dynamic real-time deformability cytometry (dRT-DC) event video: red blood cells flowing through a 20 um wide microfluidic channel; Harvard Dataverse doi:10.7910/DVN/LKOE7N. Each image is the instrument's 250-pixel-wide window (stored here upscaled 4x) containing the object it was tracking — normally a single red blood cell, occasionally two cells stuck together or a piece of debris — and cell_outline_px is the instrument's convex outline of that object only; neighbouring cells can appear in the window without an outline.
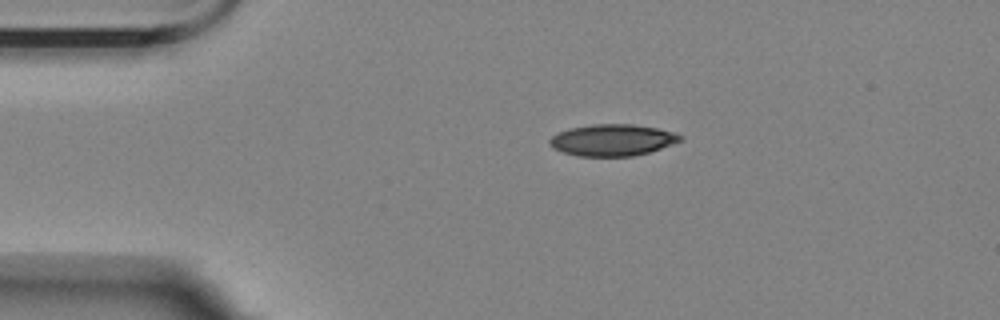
{"species": "Egyptian fruit bat (a non-hibernating species)", "species_latin": "Rousettus aegyptiacus", "temperature_condition": "room temperature", "stored_images_in_passage": 5, "camera_frame_rate_fps": 3000, "um_per_image_px": 0.085, "animal": {"sex": "female"}, "frame": {"image": 1, "passage_image": 1, "time_ms": 0.0, "image_size_px": [1000, 320], "cell_outline_px": [[680, 140], [660, 148], [648, 152], [632, 156], [576, 156], [552, 148], [548, 144], [548, 140], [552, 136], [568, 128], [592, 124], [632, 124], [656, 128], [672, 132], [680, 136]], "centroid_in_image_um": [51.96, 11.9], "position_along_channel_um": 33.0, "area_um2": 23.76}}
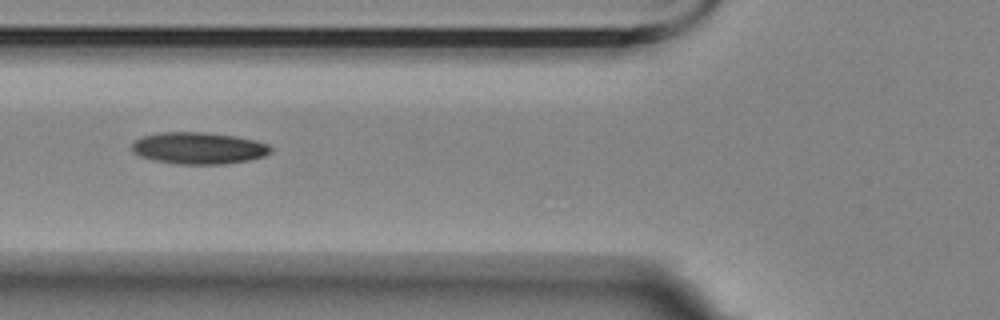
{"frame": {"image": 2, "passage_image": 3, "time_ms": 3.333, "image_size_px": [1000, 320], "cell_outline_px": [[272, 152], [264, 156], [248, 160], [224, 164], [176, 164], [152, 160], [140, 156], [132, 148], [132, 144], [140, 136], [160, 132], [204, 132], [236, 136], [256, 140], [268, 144], [272, 148]], "centroid_in_image_um": [16.9, 12.59], "position_along_channel_um": 108.9, "area_um2": 25.84}}
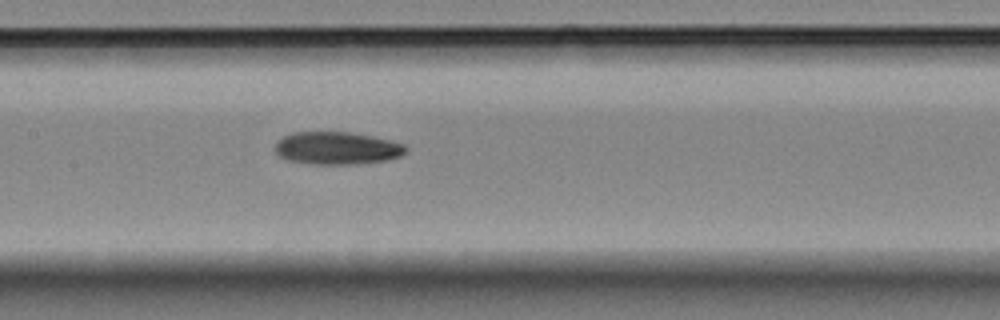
{"frame": {"image": 3, "passage_image": 5, "time_ms": 5.333, "image_size_px": [1000, 320], "cell_outline_px": [[408, 152], [400, 156], [388, 160], [356, 164], [312, 164], [288, 160], [280, 156], [276, 152], [276, 140], [292, 132], [348, 132], [372, 136], [392, 140], [404, 144], [408, 148]], "centroid_in_image_um": [28.68, 12.59], "position_along_channel_um": 178.7, "area_um2": 25.03}}